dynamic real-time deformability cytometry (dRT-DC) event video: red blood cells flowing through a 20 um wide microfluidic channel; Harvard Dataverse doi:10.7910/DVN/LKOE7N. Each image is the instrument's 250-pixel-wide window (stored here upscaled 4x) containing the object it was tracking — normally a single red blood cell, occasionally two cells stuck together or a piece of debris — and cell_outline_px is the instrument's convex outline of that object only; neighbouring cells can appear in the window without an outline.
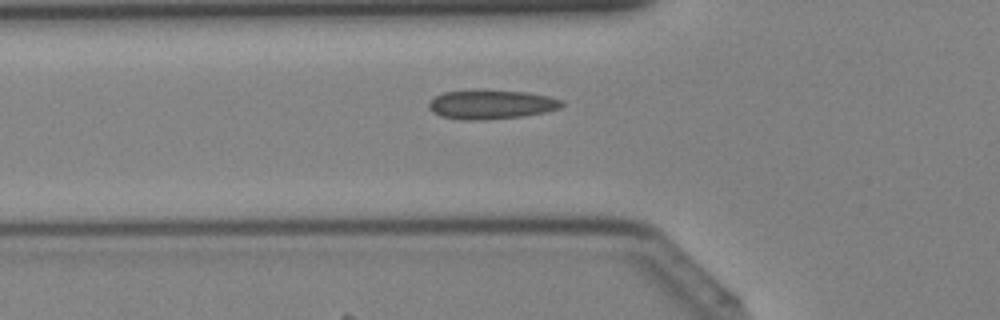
{"species": "Egyptian fruit bat (a non-hibernating species)", "species_latin": "Rousettus aegyptiacus", "temperature_condition": "cold", "stored_images_in_passage": 36, "camera_frame_rate_fps": 3000, "um_per_image_px": 0.085, "animal": {"sex": "female"}, "frame": {"image": 1, "passage_image": 9, "time_ms": 2.667, "image_size_px": [1000, 320], "cell_outline_px": [[564, 104], [560, 108], [544, 112], [524, 116], [472, 120], [464, 120], [440, 116], [432, 112], [428, 108], [428, 100], [444, 92], [528, 92], [548, 96], [564, 100]], "centroid_in_image_um": [41.76, 8.91], "position_along_channel_um": 84.0, "area_um2": 21.91}}
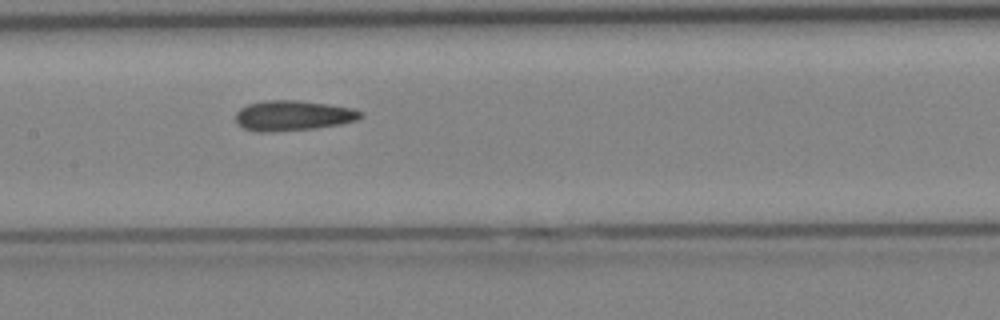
{"frame": {"image": 2, "passage_image": 15, "time_ms": 4.667, "image_size_px": [1000, 320], "cell_outline_px": [[364, 116], [356, 120], [340, 124], [316, 128], [268, 132], [256, 132], [244, 128], [236, 124], [236, 112], [240, 108], [248, 104], [264, 100], [296, 100], [328, 104], [352, 108], [364, 112]], "centroid_in_image_um": [24.89, 9.82], "position_along_channel_um": 182.5, "area_um2": 22.14}}
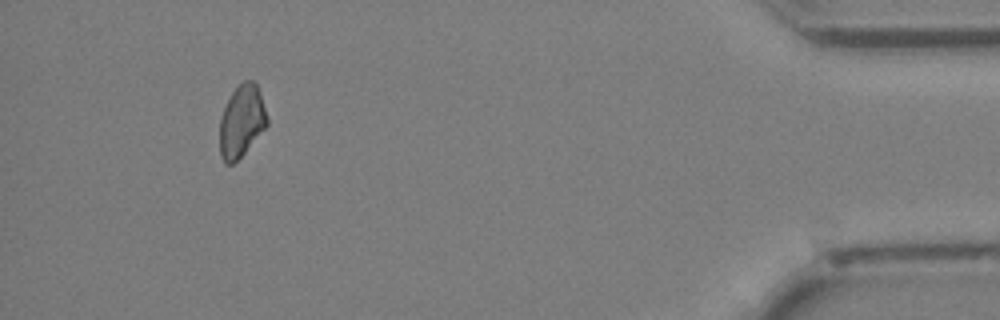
{"frame": {"image": 3, "passage_image": 33, "time_ms": 10.667, "image_size_px": [1000, 320], "cell_outline_px": [[268, 124], [244, 152], [232, 164], [224, 164], [220, 156], [220, 116], [232, 92], [244, 80], [256, 80], [268, 116]], "centroid_in_image_um": [20.54, 10.27], "position_along_channel_um": 414.7, "area_um2": 19.83}}